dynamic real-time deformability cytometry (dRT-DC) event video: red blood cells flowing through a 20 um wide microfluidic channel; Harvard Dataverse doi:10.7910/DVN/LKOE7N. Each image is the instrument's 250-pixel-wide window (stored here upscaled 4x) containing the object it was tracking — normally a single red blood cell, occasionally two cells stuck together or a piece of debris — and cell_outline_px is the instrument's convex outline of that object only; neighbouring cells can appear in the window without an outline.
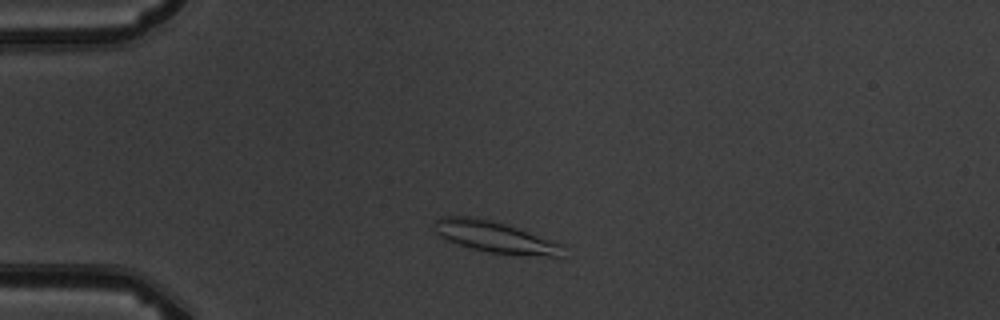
{"species": "common noctule bat (a hibernating species)", "species_latin": "Nyctalus noctula", "temperature_condition": "warm", "stored_images_in_passage": 3, "camera_frame_rate_fps": 3000, "um_per_image_px": 0.085, "animal": {"sex": "male", "body_mass_g": 19.5, "forearm_length_mm": 54.6}, "frame": {"image": 1, "passage_image": 1, "time_ms": 0.0, "image_size_px": [1000, 320], "cell_outline_px": [[564, 244], [560, 256], [544, 256], [488, 252], [472, 248], [448, 240], [436, 232], [432, 220], [440, 216], [472, 216], [492, 220], [508, 224]], "centroid_in_image_um": [42.06, 20.11], "position_along_channel_um": 42.9, "area_um2": 23.41}}
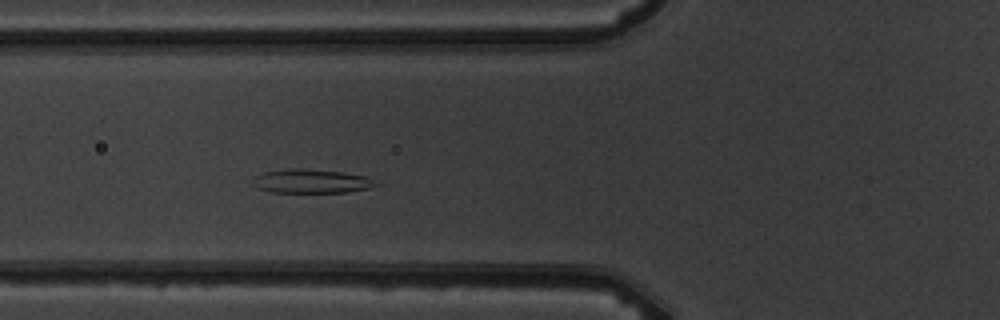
{"frame": {"image": 2, "passage_image": 3, "time_ms": 2.333, "image_size_px": [1000, 320], "cell_outline_px": [[380, 184], [372, 188], [344, 192], [272, 192], [256, 188], [252, 184], [256, 176], [264, 172], [288, 168], [304, 168], [344, 172], [364, 176]], "centroid_in_image_um": [26.46, 15.4], "position_along_channel_um": 99.3, "area_um2": 17.17}}